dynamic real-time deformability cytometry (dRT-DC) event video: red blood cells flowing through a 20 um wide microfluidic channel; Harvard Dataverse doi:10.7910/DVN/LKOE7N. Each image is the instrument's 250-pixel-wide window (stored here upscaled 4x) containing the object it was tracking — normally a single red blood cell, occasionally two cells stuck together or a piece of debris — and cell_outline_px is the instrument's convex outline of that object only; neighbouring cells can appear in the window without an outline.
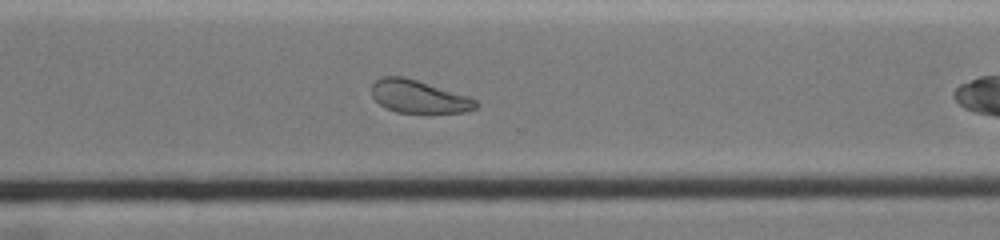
{"species": "common noctule bat (a hibernating species)", "species_latin": "Nyctalus noctula", "temperature_condition": "cold", "stored_images_in_passage": 45, "camera_frame_rate_fps": 3000, "um_per_image_px": 0.085, "animal": {"sex": "female", "body_mass_g": 19.0, "forearm_length_mm": 51.5}, "frame": {"image": 1, "passage_image": 28, "time_ms": 7.333, "image_size_px": [1000, 240], "cell_outline_px": [[480, 104], [476, 108], [464, 112], [396, 112], [380, 104], [372, 96], [372, 84], [376, 80], [384, 76], [404, 76], [468, 96], [476, 100]], "centroid_in_image_um": [35.6, 8.2], "position_along_channel_um": 335.0, "area_um2": 19.65}}
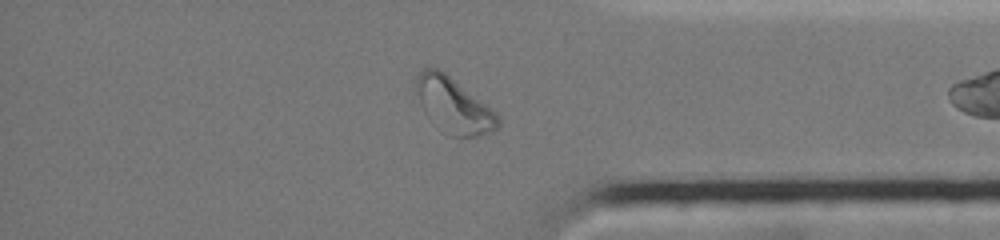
{"frame": {"image": 2, "passage_image": 34, "time_ms": 9.0, "image_size_px": [1000, 240], "cell_outline_px": [[500, 124], [496, 128], [476, 136], [452, 136], [424, 112], [420, 104], [416, 88], [416, 80], [420, 72], [424, 68], [440, 68], [496, 112], [500, 120]], "centroid_in_image_um": [38.56, 8.91], "position_along_channel_um": 396.6, "area_um2": 25.43}}